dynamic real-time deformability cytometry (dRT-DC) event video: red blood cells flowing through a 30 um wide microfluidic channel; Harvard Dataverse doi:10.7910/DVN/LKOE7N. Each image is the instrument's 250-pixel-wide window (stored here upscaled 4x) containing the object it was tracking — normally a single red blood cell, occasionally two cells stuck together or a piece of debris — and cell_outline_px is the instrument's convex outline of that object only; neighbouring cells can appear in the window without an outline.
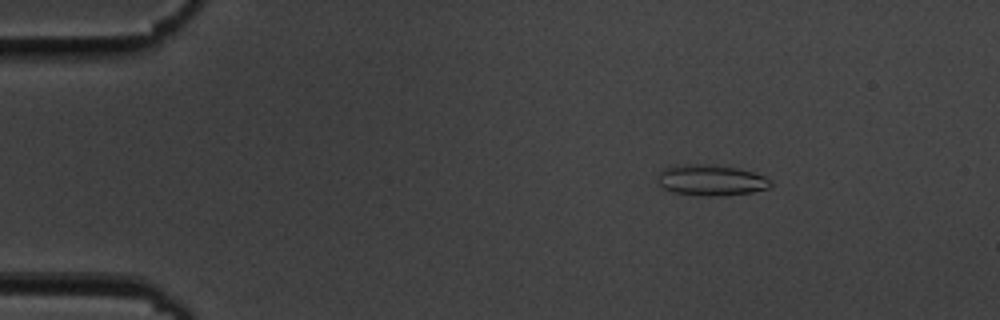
{"species": "common noctule bat (a hibernating species)", "species_latin": "Nyctalus noctula", "temperature_condition": "cold", "stored_images_in_passage": 56, "camera_frame_rate_fps": 3000, "um_per_image_px": 0.085, "animal": {"sex": "male", "body_mass_g": 19.5, "forearm_length_mm": 54.6}, "frame": {"image": 1, "passage_image": 9, "time_ms": 2.667, "image_size_px": [1000, 320], "cell_outline_px": [[772, 184], [768, 188], [752, 192], [720, 196], [708, 196], [676, 192], [664, 188], [656, 180], [660, 172], [664, 168], [684, 164], [708, 164], [740, 168], [764, 176], [772, 180]], "centroid_in_image_um": [60.47, 15.3], "position_along_channel_um": 24.5, "area_um2": 20.23}}
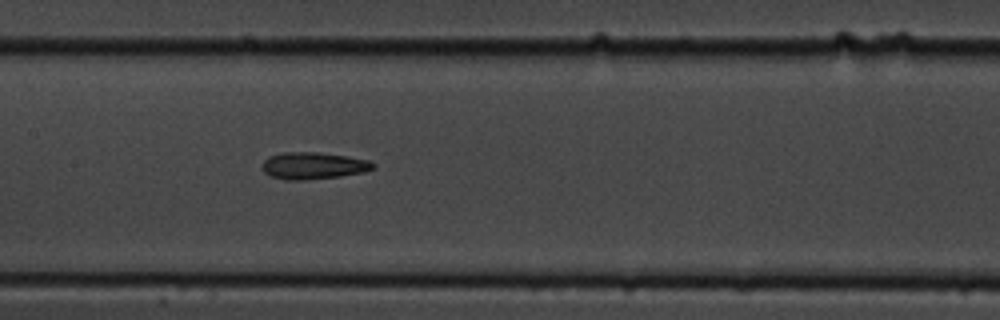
{"frame": {"image": 2, "passage_image": 28, "time_ms": 9.0, "image_size_px": [1000, 320], "cell_outline_px": [[376, 168], [364, 172], [340, 176], [304, 180], [288, 180], [272, 176], [264, 172], [260, 168], [264, 160], [268, 156], [280, 152], [316, 152], [348, 156], [368, 160], [376, 164]], "centroid_in_image_um": [26.63, 14.07], "position_along_channel_um": 180.8, "area_um2": 17.57}}
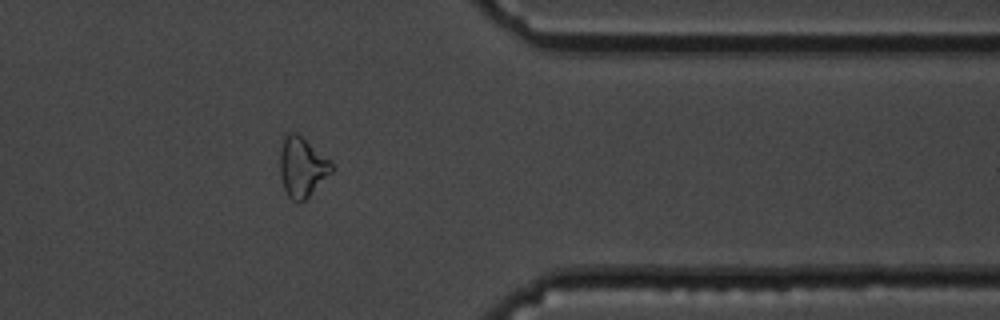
{"frame": {"image": 3, "passage_image": 46, "time_ms": 15.0, "image_size_px": [1000, 320], "cell_outline_px": [[332, 172], [304, 200], [292, 200], [288, 196], [284, 188], [280, 176], [280, 152], [284, 132], [296, 132], [332, 160]], "centroid_in_image_um": [25.67, 14.14], "position_along_channel_um": 385.7, "area_um2": 17.98}, "authors_computed_cell_mechanics": {"area_um2": 18.0336, "velocity_mm_per_s": 3.6279, "shape_relaxation_time_tau1_ms": null, "shape_relaxation_time_tau2_ms": 5.3936, "deformation_change_tau1": null, "deformation_change_tau2": 0.1532}}